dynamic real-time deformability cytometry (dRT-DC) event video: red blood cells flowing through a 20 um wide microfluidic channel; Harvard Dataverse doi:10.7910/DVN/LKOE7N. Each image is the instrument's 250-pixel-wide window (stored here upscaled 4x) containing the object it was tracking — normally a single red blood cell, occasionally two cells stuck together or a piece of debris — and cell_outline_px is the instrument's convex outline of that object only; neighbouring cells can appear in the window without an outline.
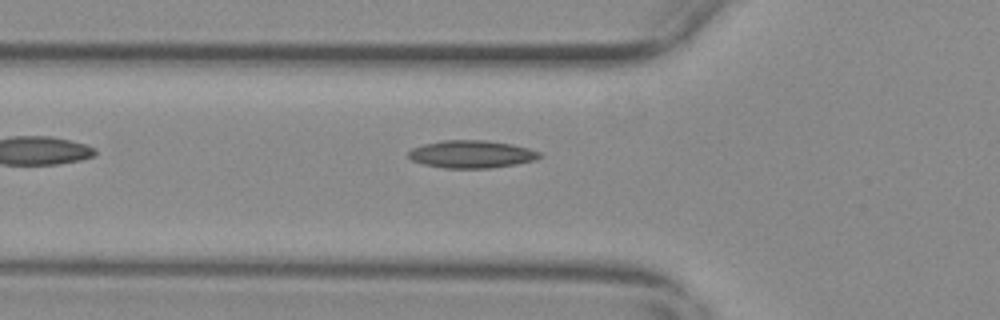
{"species": "common noctule bat (a hibernating species)", "species_latin": "Nyctalus noctula", "temperature_condition": "warm", "stored_images_in_passage": 36, "camera_frame_rate_fps": 3000, "um_per_image_px": 0.085, "animal": {"sex": "female", "body_mass_g": 29.2, "forearm_length_mm": 56.3}, "frame": {"image": 1, "passage_image": 2, "time_ms": 0.333, "image_size_px": [1000, 320], "cell_outline_px": [[544, 156], [536, 160], [516, 164], [492, 168], [444, 168], [424, 164], [412, 160], [408, 156], [408, 152], [412, 148], [424, 144], [444, 140], [484, 140], [512, 144], [528, 148], [540, 152]], "centroid_in_image_um": [40.11, 13.11], "position_along_channel_um": 85.7, "area_um2": 21.15}}
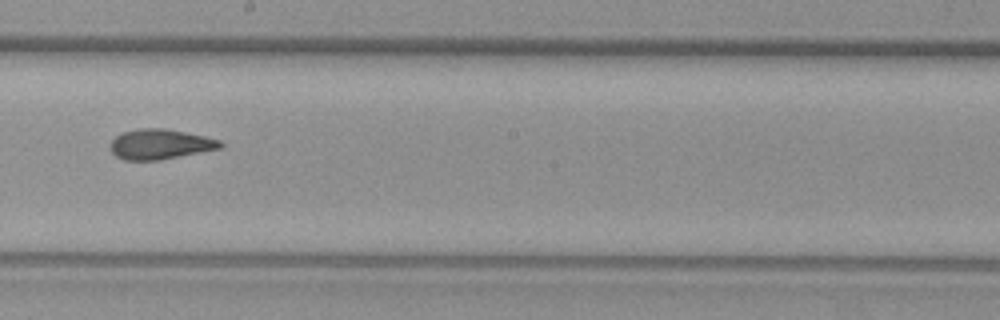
{"frame": {"image": 2, "passage_image": 14, "time_ms": 4.333, "image_size_px": [1000, 320], "cell_outline_px": [[224, 144], [220, 148], [160, 160], [124, 160], [116, 156], [108, 148], [108, 144], [120, 132], [140, 128], [164, 128], [204, 136], [220, 140]], "centroid_in_image_um": [13.55, 12.25], "position_along_channel_um": 234.7, "area_um2": 19.36}}
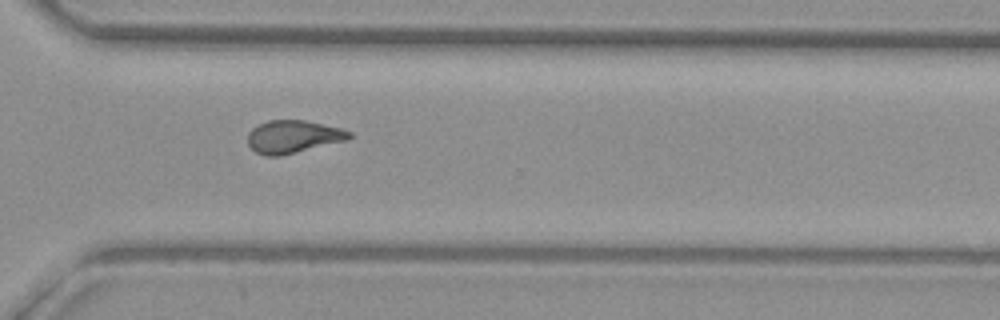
{"frame": {"image": 3, "passage_image": 23, "time_ms": 7.333, "image_size_px": [1000, 320], "cell_outline_px": [[352, 136], [348, 140], [280, 156], [268, 156], [256, 152], [248, 144], [248, 132], [252, 128], [268, 120], [304, 120], [340, 128], [352, 132]], "centroid_in_image_um": [24.92, 11.62], "position_along_channel_um": 345.7, "area_um2": 19.31}}